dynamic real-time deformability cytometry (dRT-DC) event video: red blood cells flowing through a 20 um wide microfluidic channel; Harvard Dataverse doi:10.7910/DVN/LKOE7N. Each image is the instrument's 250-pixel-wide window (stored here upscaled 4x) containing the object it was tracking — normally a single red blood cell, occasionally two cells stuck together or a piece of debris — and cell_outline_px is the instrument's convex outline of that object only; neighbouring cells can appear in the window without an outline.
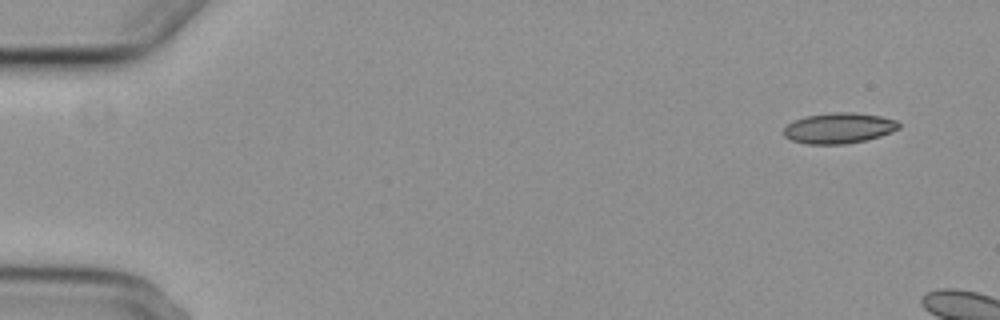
{"species": "common noctule bat (a hibernating species)", "species_latin": "Nyctalus noctula", "temperature_condition": "cold", "stored_images_in_passage": 3, "camera_frame_rate_fps": 3000, "um_per_image_px": 0.085, "animal": {"sex": "female", "body_mass_g": 29.2, "forearm_length_mm": 56.3}, "frame": {"image": 1, "passage_image": 1, "time_ms": 0.0, "image_size_px": [1000, 320], "cell_outline_px": [[900, 128], [892, 132], [880, 136], [864, 140], [844, 144], [808, 144], [792, 140], [784, 136], [784, 128], [792, 120], [804, 116], [832, 112], [852, 112], [880, 116], [896, 120], [900, 124]], "centroid_in_image_um": [71.29, 10.88], "position_along_channel_um": 13.7, "area_um2": 20.58}}